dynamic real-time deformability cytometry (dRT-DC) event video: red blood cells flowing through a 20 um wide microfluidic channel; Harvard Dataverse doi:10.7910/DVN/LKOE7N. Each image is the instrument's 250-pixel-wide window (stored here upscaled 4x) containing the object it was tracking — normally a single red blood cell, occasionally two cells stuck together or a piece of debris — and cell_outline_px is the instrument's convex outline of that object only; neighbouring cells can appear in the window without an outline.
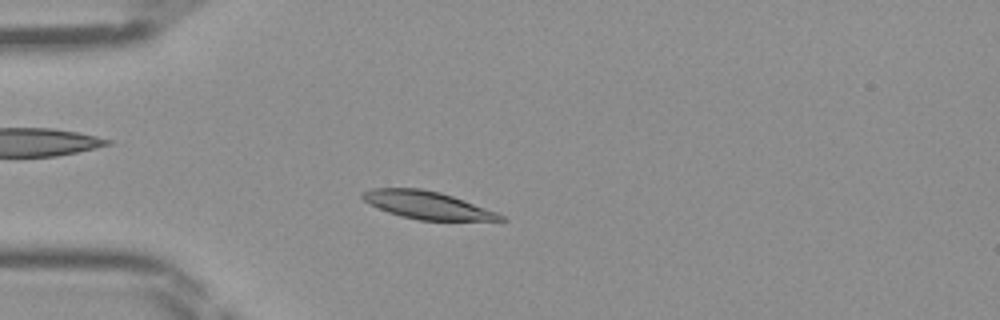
{"species": "Egyptian fruit bat (a non-hibernating species)", "species_latin": "Rousettus aegyptiacus", "temperature_condition": "room temperature", "stored_images_in_passage": 43, "camera_frame_rate_fps": 3000, "um_per_image_px": 0.085, "frame": {"image": 1, "passage_image": 9, "time_ms": 2.667, "image_size_px": [1000, 320], "cell_outline_px": [[508, 220], [420, 220], [400, 216], [388, 212], [368, 204], [360, 196], [360, 192], [372, 188], [420, 188], [440, 192], [464, 200], [496, 212], [504, 216]], "centroid_in_image_um": [36.25, 17.42], "position_along_channel_um": 48.8, "area_um2": 22.14}}
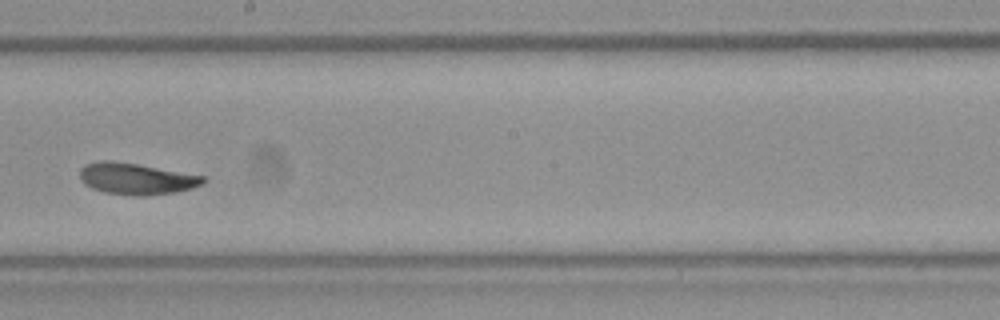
{"frame": {"image": 2, "passage_image": 23, "time_ms": 7.333, "image_size_px": [1000, 320], "cell_outline_px": [[208, 180], [204, 184], [192, 188], [176, 192], [144, 196], [136, 196], [104, 192], [92, 188], [84, 184], [80, 180], [80, 168], [84, 164], [100, 160], [112, 160], [136, 164], [204, 176]], "centroid_in_image_um": [11.57, 15.19], "position_along_channel_um": 236.6, "area_um2": 22.72}}
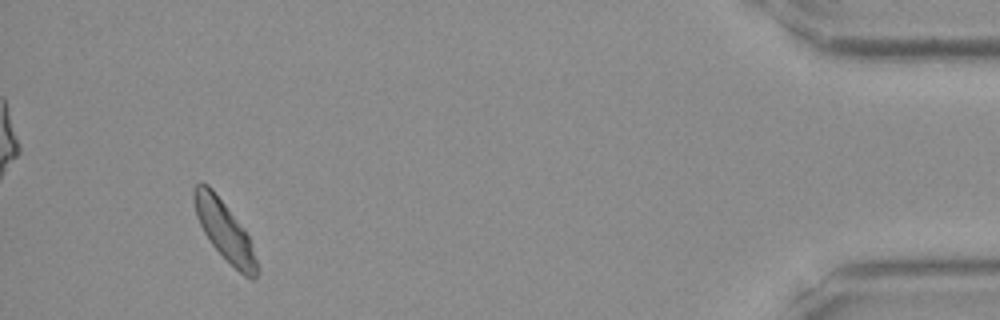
{"frame": {"image": 3, "passage_image": 40, "time_ms": 13.0, "image_size_px": [1000, 320], "cell_outline_px": [[260, 272], [252, 280], [244, 276], [212, 244], [204, 232], [196, 216], [192, 196], [192, 188], [200, 180], [208, 184], [212, 188], [248, 236]], "centroid_in_image_um": [19.04, 19.56], "position_along_channel_um": 416.2, "area_um2": 21.1}}